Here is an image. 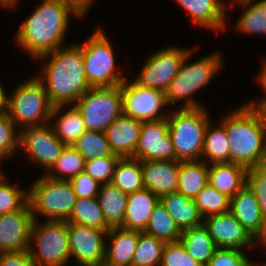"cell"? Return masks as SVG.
Wrapping results in <instances>:
<instances>
[{
	"label": "cell",
	"mask_w": 266,
	"mask_h": 266,
	"mask_svg": "<svg viewBox=\"0 0 266 266\" xmlns=\"http://www.w3.org/2000/svg\"><path fill=\"white\" fill-rule=\"evenodd\" d=\"M180 5L196 27L217 33L226 31L228 21L220 0H174ZM225 30V31H224Z\"/></svg>",
	"instance_id": "44dd1931"
},
{
	"label": "cell",
	"mask_w": 266,
	"mask_h": 266,
	"mask_svg": "<svg viewBox=\"0 0 266 266\" xmlns=\"http://www.w3.org/2000/svg\"><path fill=\"white\" fill-rule=\"evenodd\" d=\"M74 105L82 114L86 130L105 132L122 114L120 86L90 88Z\"/></svg>",
	"instance_id": "30bf717a"
},
{
	"label": "cell",
	"mask_w": 266,
	"mask_h": 266,
	"mask_svg": "<svg viewBox=\"0 0 266 266\" xmlns=\"http://www.w3.org/2000/svg\"><path fill=\"white\" fill-rule=\"evenodd\" d=\"M230 212L246 231L266 249V225L255 194L245 185L230 199Z\"/></svg>",
	"instance_id": "ac0fdd59"
},
{
	"label": "cell",
	"mask_w": 266,
	"mask_h": 266,
	"mask_svg": "<svg viewBox=\"0 0 266 266\" xmlns=\"http://www.w3.org/2000/svg\"><path fill=\"white\" fill-rule=\"evenodd\" d=\"M247 253L241 249L218 248L207 266H245L251 260Z\"/></svg>",
	"instance_id": "ee69618b"
},
{
	"label": "cell",
	"mask_w": 266,
	"mask_h": 266,
	"mask_svg": "<svg viewBox=\"0 0 266 266\" xmlns=\"http://www.w3.org/2000/svg\"><path fill=\"white\" fill-rule=\"evenodd\" d=\"M241 15L233 25L236 33L247 35H266V0L241 6Z\"/></svg>",
	"instance_id": "1f68e13d"
},
{
	"label": "cell",
	"mask_w": 266,
	"mask_h": 266,
	"mask_svg": "<svg viewBox=\"0 0 266 266\" xmlns=\"http://www.w3.org/2000/svg\"><path fill=\"white\" fill-rule=\"evenodd\" d=\"M218 120L228 137L229 163L249 169L266 162V121L260 110L244 102Z\"/></svg>",
	"instance_id": "3957f363"
},
{
	"label": "cell",
	"mask_w": 266,
	"mask_h": 266,
	"mask_svg": "<svg viewBox=\"0 0 266 266\" xmlns=\"http://www.w3.org/2000/svg\"><path fill=\"white\" fill-rule=\"evenodd\" d=\"M36 61L43 64L36 76L44 84L53 106L74 105L91 88L86 80L82 48L78 42L57 48Z\"/></svg>",
	"instance_id": "7a4b0ae2"
},
{
	"label": "cell",
	"mask_w": 266,
	"mask_h": 266,
	"mask_svg": "<svg viewBox=\"0 0 266 266\" xmlns=\"http://www.w3.org/2000/svg\"><path fill=\"white\" fill-rule=\"evenodd\" d=\"M2 161H4V162H6L1 156H0V164H2L3 162ZM1 166V165H0Z\"/></svg>",
	"instance_id": "db71d44e"
},
{
	"label": "cell",
	"mask_w": 266,
	"mask_h": 266,
	"mask_svg": "<svg viewBox=\"0 0 266 266\" xmlns=\"http://www.w3.org/2000/svg\"><path fill=\"white\" fill-rule=\"evenodd\" d=\"M160 266H202L185 250L180 241L166 243Z\"/></svg>",
	"instance_id": "7bdbcfd3"
},
{
	"label": "cell",
	"mask_w": 266,
	"mask_h": 266,
	"mask_svg": "<svg viewBox=\"0 0 266 266\" xmlns=\"http://www.w3.org/2000/svg\"><path fill=\"white\" fill-rule=\"evenodd\" d=\"M253 259H251L245 266H263V263H259V265L257 264V262H253Z\"/></svg>",
	"instance_id": "f5cc1de1"
},
{
	"label": "cell",
	"mask_w": 266,
	"mask_h": 266,
	"mask_svg": "<svg viewBox=\"0 0 266 266\" xmlns=\"http://www.w3.org/2000/svg\"><path fill=\"white\" fill-rule=\"evenodd\" d=\"M201 160L207 165L229 163V141L219 122L215 125L211 120L206 128Z\"/></svg>",
	"instance_id": "f546056e"
},
{
	"label": "cell",
	"mask_w": 266,
	"mask_h": 266,
	"mask_svg": "<svg viewBox=\"0 0 266 266\" xmlns=\"http://www.w3.org/2000/svg\"><path fill=\"white\" fill-rule=\"evenodd\" d=\"M209 165L202 160L179 161L177 191L194 199L208 184Z\"/></svg>",
	"instance_id": "f1b7e54d"
},
{
	"label": "cell",
	"mask_w": 266,
	"mask_h": 266,
	"mask_svg": "<svg viewBox=\"0 0 266 266\" xmlns=\"http://www.w3.org/2000/svg\"><path fill=\"white\" fill-rule=\"evenodd\" d=\"M172 109L167 120L176 161L201 160L205 131L211 121L209 110L207 107Z\"/></svg>",
	"instance_id": "8992f818"
},
{
	"label": "cell",
	"mask_w": 266,
	"mask_h": 266,
	"mask_svg": "<svg viewBox=\"0 0 266 266\" xmlns=\"http://www.w3.org/2000/svg\"><path fill=\"white\" fill-rule=\"evenodd\" d=\"M85 161L114 155L105 132L86 130L72 145Z\"/></svg>",
	"instance_id": "e575fe53"
},
{
	"label": "cell",
	"mask_w": 266,
	"mask_h": 266,
	"mask_svg": "<svg viewBox=\"0 0 266 266\" xmlns=\"http://www.w3.org/2000/svg\"><path fill=\"white\" fill-rule=\"evenodd\" d=\"M65 146L55 136L49 123L20 130L19 149L24 152L22 154L28 162L43 168L42 174H46L52 168Z\"/></svg>",
	"instance_id": "4fadbf2b"
},
{
	"label": "cell",
	"mask_w": 266,
	"mask_h": 266,
	"mask_svg": "<svg viewBox=\"0 0 266 266\" xmlns=\"http://www.w3.org/2000/svg\"><path fill=\"white\" fill-rule=\"evenodd\" d=\"M18 26L15 43L32 60L66 46L70 17L83 20L85 14L67 0H42ZM65 44V45H64Z\"/></svg>",
	"instance_id": "6da1fadb"
},
{
	"label": "cell",
	"mask_w": 266,
	"mask_h": 266,
	"mask_svg": "<svg viewBox=\"0 0 266 266\" xmlns=\"http://www.w3.org/2000/svg\"><path fill=\"white\" fill-rule=\"evenodd\" d=\"M67 230L75 266H103L108 231L75 223H67Z\"/></svg>",
	"instance_id": "5bb4252c"
},
{
	"label": "cell",
	"mask_w": 266,
	"mask_h": 266,
	"mask_svg": "<svg viewBox=\"0 0 266 266\" xmlns=\"http://www.w3.org/2000/svg\"><path fill=\"white\" fill-rule=\"evenodd\" d=\"M192 49L179 46H166L150 53L133 80L143 87L164 92L175 78L186 57Z\"/></svg>",
	"instance_id": "8fae6325"
},
{
	"label": "cell",
	"mask_w": 266,
	"mask_h": 266,
	"mask_svg": "<svg viewBox=\"0 0 266 266\" xmlns=\"http://www.w3.org/2000/svg\"><path fill=\"white\" fill-rule=\"evenodd\" d=\"M252 107L260 110L262 112L264 118H265V121H266V106H252Z\"/></svg>",
	"instance_id": "816d5d0a"
},
{
	"label": "cell",
	"mask_w": 266,
	"mask_h": 266,
	"mask_svg": "<svg viewBox=\"0 0 266 266\" xmlns=\"http://www.w3.org/2000/svg\"><path fill=\"white\" fill-rule=\"evenodd\" d=\"M34 222L29 202L19 211L0 215V253L28 250Z\"/></svg>",
	"instance_id": "e0dca14e"
},
{
	"label": "cell",
	"mask_w": 266,
	"mask_h": 266,
	"mask_svg": "<svg viewBox=\"0 0 266 266\" xmlns=\"http://www.w3.org/2000/svg\"><path fill=\"white\" fill-rule=\"evenodd\" d=\"M20 0H0V7H2L3 10H7L9 11V9L11 10H15L18 6V4Z\"/></svg>",
	"instance_id": "681fc988"
},
{
	"label": "cell",
	"mask_w": 266,
	"mask_h": 266,
	"mask_svg": "<svg viewBox=\"0 0 266 266\" xmlns=\"http://www.w3.org/2000/svg\"><path fill=\"white\" fill-rule=\"evenodd\" d=\"M49 124L55 136L66 146H72L86 131L82 114L75 105L54 106Z\"/></svg>",
	"instance_id": "603a6c76"
},
{
	"label": "cell",
	"mask_w": 266,
	"mask_h": 266,
	"mask_svg": "<svg viewBox=\"0 0 266 266\" xmlns=\"http://www.w3.org/2000/svg\"><path fill=\"white\" fill-rule=\"evenodd\" d=\"M120 157H103L85 161L84 172L100 184L111 183L114 169Z\"/></svg>",
	"instance_id": "b9f144b4"
},
{
	"label": "cell",
	"mask_w": 266,
	"mask_h": 266,
	"mask_svg": "<svg viewBox=\"0 0 266 266\" xmlns=\"http://www.w3.org/2000/svg\"><path fill=\"white\" fill-rule=\"evenodd\" d=\"M138 240L139 231L123 227L110 228L106 235L103 266H132Z\"/></svg>",
	"instance_id": "7402d4cb"
},
{
	"label": "cell",
	"mask_w": 266,
	"mask_h": 266,
	"mask_svg": "<svg viewBox=\"0 0 266 266\" xmlns=\"http://www.w3.org/2000/svg\"><path fill=\"white\" fill-rule=\"evenodd\" d=\"M246 186L255 194L266 225V162L247 170Z\"/></svg>",
	"instance_id": "60d3db41"
},
{
	"label": "cell",
	"mask_w": 266,
	"mask_h": 266,
	"mask_svg": "<svg viewBox=\"0 0 266 266\" xmlns=\"http://www.w3.org/2000/svg\"><path fill=\"white\" fill-rule=\"evenodd\" d=\"M28 250L36 266H68L71 255L67 222L34 220Z\"/></svg>",
	"instance_id": "9c48e42d"
},
{
	"label": "cell",
	"mask_w": 266,
	"mask_h": 266,
	"mask_svg": "<svg viewBox=\"0 0 266 266\" xmlns=\"http://www.w3.org/2000/svg\"><path fill=\"white\" fill-rule=\"evenodd\" d=\"M230 199L220 193L210 184H207L194 198L202 218L218 215L230 211Z\"/></svg>",
	"instance_id": "74e56055"
},
{
	"label": "cell",
	"mask_w": 266,
	"mask_h": 266,
	"mask_svg": "<svg viewBox=\"0 0 266 266\" xmlns=\"http://www.w3.org/2000/svg\"><path fill=\"white\" fill-rule=\"evenodd\" d=\"M261 62V69L259 70L258 74L254 76V81L257 80L256 82H258V85L262 87L264 93L261 99L259 98L258 100L248 101L251 106H266V57H262Z\"/></svg>",
	"instance_id": "7dc6e473"
},
{
	"label": "cell",
	"mask_w": 266,
	"mask_h": 266,
	"mask_svg": "<svg viewBox=\"0 0 266 266\" xmlns=\"http://www.w3.org/2000/svg\"><path fill=\"white\" fill-rule=\"evenodd\" d=\"M256 1L255 0H226V1L225 0H220V2L222 4V7L225 10L226 14H228L227 11L229 10V7H232V9H233V7L235 6L234 4H236L239 7H241V6H244V5L253 4Z\"/></svg>",
	"instance_id": "c3c4849f"
},
{
	"label": "cell",
	"mask_w": 266,
	"mask_h": 266,
	"mask_svg": "<svg viewBox=\"0 0 266 266\" xmlns=\"http://www.w3.org/2000/svg\"><path fill=\"white\" fill-rule=\"evenodd\" d=\"M160 201L181 231L203 224L194 199L175 191L162 196Z\"/></svg>",
	"instance_id": "484cf974"
},
{
	"label": "cell",
	"mask_w": 266,
	"mask_h": 266,
	"mask_svg": "<svg viewBox=\"0 0 266 266\" xmlns=\"http://www.w3.org/2000/svg\"><path fill=\"white\" fill-rule=\"evenodd\" d=\"M109 40L103 29L97 27L86 41L78 42L82 48L86 80L91 88L120 86L127 78L126 73L116 66L115 50Z\"/></svg>",
	"instance_id": "ba28073f"
},
{
	"label": "cell",
	"mask_w": 266,
	"mask_h": 266,
	"mask_svg": "<svg viewBox=\"0 0 266 266\" xmlns=\"http://www.w3.org/2000/svg\"><path fill=\"white\" fill-rule=\"evenodd\" d=\"M165 242L139 232V240L132 260V266H160Z\"/></svg>",
	"instance_id": "8d00e7d4"
},
{
	"label": "cell",
	"mask_w": 266,
	"mask_h": 266,
	"mask_svg": "<svg viewBox=\"0 0 266 266\" xmlns=\"http://www.w3.org/2000/svg\"><path fill=\"white\" fill-rule=\"evenodd\" d=\"M197 47V48H196ZM200 47L194 45L186 54L185 59L175 78L170 82L164 91L165 102L167 106H175L182 103L178 108H200L206 107L202 101L194 98L196 92L211 83L213 77L224 69L223 53L218 50L189 62L192 55L196 54ZM184 101V102H183Z\"/></svg>",
	"instance_id": "277c9868"
},
{
	"label": "cell",
	"mask_w": 266,
	"mask_h": 266,
	"mask_svg": "<svg viewBox=\"0 0 266 266\" xmlns=\"http://www.w3.org/2000/svg\"><path fill=\"white\" fill-rule=\"evenodd\" d=\"M159 201L160 198L146 188L128 194L122 227L144 232Z\"/></svg>",
	"instance_id": "cb8c5ba5"
},
{
	"label": "cell",
	"mask_w": 266,
	"mask_h": 266,
	"mask_svg": "<svg viewBox=\"0 0 266 266\" xmlns=\"http://www.w3.org/2000/svg\"><path fill=\"white\" fill-rule=\"evenodd\" d=\"M122 113L142 122L159 121L168 117L164 92L143 87L126 78L120 84ZM166 110V111H165Z\"/></svg>",
	"instance_id": "7c38bea8"
},
{
	"label": "cell",
	"mask_w": 266,
	"mask_h": 266,
	"mask_svg": "<svg viewBox=\"0 0 266 266\" xmlns=\"http://www.w3.org/2000/svg\"><path fill=\"white\" fill-rule=\"evenodd\" d=\"M9 93L7 92L6 113L19 130L49 123L54 106L36 73L35 76L16 83Z\"/></svg>",
	"instance_id": "5b68a950"
},
{
	"label": "cell",
	"mask_w": 266,
	"mask_h": 266,
	"mask_svg": "<svg viewBox=\"0 0 266 266\" xmlns=\"http://www.w3.org/2000/svg\"><path fill=\"white\" fill-rule=\"evenodd\" d=\"M66 222L95 227L104 231L110 230L96 197L77 198L73 211Z\"/></svg>",
	"instance_id": "836d02e7"
},
{
	"label": "cell",
	"mask_w": 266,
	"mask_h": 266,
	"mask_svg": "<svg viewBox=\"0 0 266 266\" xmlns=\"http://www.w3.org/2000/svg\"><path fill=\"white\" fill-rule=\"evenodd\" d=\"M20 130L6 111L0 113V156L6 161L19 151Z\"/></svg>",
	"instance_id": "ab89813d"
},
{
	"label": "cell",
	"mask_w": 266,
	"mask_h": 266,
	"mask_svg": "<svg viewBox=\"0 0 266 266\" xmlns=\"http://www.w3.org/2000/svg\"><path fill=\"white\" fill-rule=\"evenodd\" d=\"M167 118L143 122L139 142L133 158L147 160H176Z\"/></svg>",
	"instance_id": "2e32d148"
},
{
	"label": "cell",
	"mask_w": 266,
	"mask_h": 266,
	"mask_svg": "<svg viewBox=\"0 0 266 266\" xmlns=\"http://www.w3.org/2000/svg\"><path fill=\"white\" fill-rule=\"evenodd\" d=\"M69 181L56 180L45 174L33 181L28 189L29 204L34 220L67 221L77 201Z\"/></svg>",
	"instance_id": "52a82bcc"
},
{
	"label": "cell",
	"mask_w": 266,
	"mask_h": 266,
	"mask_svg": "<svg viewBox=\"0 0 266 266\" xmlns=\"http://www.w3.org/2000/svg\"><path fill=\"white\" fill-rule=\"evenodd\" d=\"M28 187L16 186L0 174V215L14 213L21 210L27 203Z\"/></svg>",
	"instance_id": "f35d334b"
},
{
	"label": "cell",
	"mask_w": 266,
	"mask_h": 266,
	"mask_svg": "<svg viewBox=\"0 0 266 266\" xmlns=\"http://www.w3.org/2000/svg\"><path fill=\"white\" fill-rule=\"evenodd\" d=\"M111 183L126 194L144 189L141 160L133 157L119 158Z\"/></svg>",
	"instance_id": "4dcf8cb0"
},
{
	"label": "cell",
	"mask_w": 266,
	"mask_h": 266,
	"mask_svg": "<svg viewBox=\"0 0 266 266\" xmlns=\"http://www.w3.org/2000/svg\"><path fill=\"white\" fill-rule=\"evenodd\" d=\"M247 168L234 163L209 165L208 184L232 198L246 185Z\"/></svg>",
	"instance_id": "d4e9b609"
},
{
	"label": "cell",
	"mask_w": 266,
	"mask_h": 266,
	"mask_svg": "<svg viewBox=\"0 0 266 266\" xmlns=\"http://www.w3.org/2000/svg\"><path fill=\"white\" fill-rule=\"evenodd\" d=\"M144 232L165 243L179 241L182 234V231L178 228L161 201L154 207L152 216Z\"/></svg>",
	"instance_id": "d6a6232c"
},
{
	"label": "cell",
	"mask_w": 266,
	"mask_h": 266,
	"mask_svg": "<svg viewBox=\"0 0 266 266\" xmlns=\"http://www.w3.org/2000/svg\"><path fill=\"white\" fill-rule=\"evenodd\" d=\"M142 123L122 113L108 126L105 134L114 155L120 158L135 155Z\"/></svg>",
	"instance_id": "ffe728a7"
},
{
	"label": "cell",
	"mask_w": 266,
	"mask_h": 266,
	"mask_svg": "<svg viewBox=\"0 0 266 266\" xmlns=\"http://www.w3.org/2000/svg\"><path fill=\"white\" fill-rule=\"evenodd\" d=\"M85 160L73 146H65L60 157L45 174L47 177L70 181L84 171Z\"/></svg>",
	"instance_id": "d590c367"
},
{
	"label": "cell",
	"mask_w": 266,
	"mask_h": 266,
	"mask_svg": "<svg viewBox=\"0 0 266 266\" xmlns=\"http://www.w3.org/2000/svg\"><path fill=\"white\" fill-rule=\"evenodd\" d=\"M203 224L218 248L254 250L261 246L228 211L203 219Z\"/></svg>",
	"instance_id": "9a60e30c"
},
{
	"label": "cell",
	"mask_w": 266,
	"mask_h": 266,
	"mask_svg": "<svg viewBox=\"0 0 266 266\" xmlns=\"http://www.w3.org/2000/svg\"><path fill=\"white\" fill-rule=\"evenodd\" d=\"M78 198H94L98 196L101 184L86 172H81L69 181Z\"/></svg>",
	"instance_id": "f6af8a7d"
},
{
	"label": "cell",
	"mask_w": 266,
	"mask_h": 266,
	"mask_svg": "<svg viewBox=\"0 0 266 266\" xmlns=\"http://www.w3.org/2000/svg\"><path fill=\"white\" fill-rule=\"evenodd\" d=\"M0 82V113L6 111L7 92Z\"/></svg>",
	"instance_id": "f907efd6"
},
{
	"label": "cell",
	"mask_w": 266,
	"mask_h": 266,
	"mask_svg": "<svg viewBox=\"0 0 266 266\" xmlns=\"http://www.w3.org/2000/svg\"><path fill=\"white\" fill-rule=\"evenodd\" d=\"M128 194L112 183L101 184L96 197L109 228L122 227Z\"/></svg>",
	"instance_id": "83f0119b"
},
{
	"label": "cell",
	"mask_w": 266,
	"mask_h": 266,
	"mask_svg": "<svg viewBox=\"0 0 266 266\" xmlns=\"http://www.w3.org/2000/svg\"><path fill=\"white\" fill-rule=\"evenodd\" d=\"M179 241L188 254L202 266L208 265L218 249L204 224L183 230Z\"/></svg>",
	"instance_id": "4316f807"
},
{
	"label": "cell",
	"mask_w": 266,
	"mask_h": 266,
	"mask_svg": "<svg viewBox=\"0 0 266 266\" xmlns=\"http://www.w3.org/2000/svg\"><path fill=\"white\" fill-rule=\"evenodd\" d=\"M0 266H36L29 250L0 253Z\"/></svg>",
	"instance_id": "bcb514c9"
},
{
	"label": "cell",
	"mask_w": 266,
	"mask_h": 266,
	"mask_svg": "<svg viewBox=\"0 0 266 266\" xmlns=\"http://www.w3.org/2000/svg\"><path fill=\"white\" fill-rule=\"evenodd\" d=\"M144 187L159 198L177 191L179 161H141Z\"/></svg>",
	"instance_id": "d6986e66"
}]
</instances>
